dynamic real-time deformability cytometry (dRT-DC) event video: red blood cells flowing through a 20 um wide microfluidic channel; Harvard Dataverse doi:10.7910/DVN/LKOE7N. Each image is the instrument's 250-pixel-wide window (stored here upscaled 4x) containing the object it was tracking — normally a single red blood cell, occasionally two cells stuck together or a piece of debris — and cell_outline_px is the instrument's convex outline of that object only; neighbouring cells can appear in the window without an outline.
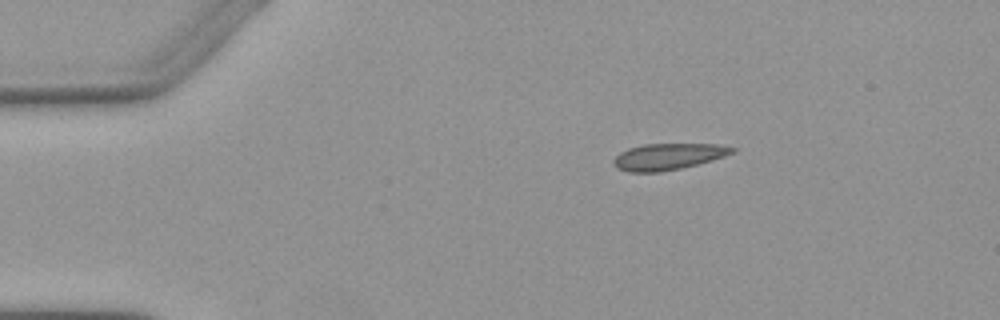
{"species": "Egyptian fruit bat (a non-hibernating species)", "species_latin": "Rousettus aegyptiacus", "temperature_condition": "warm", "stored_images_in_passage": 2, "camera_frame_rate_fps": 3000, "um_per_image_px": 0.085, "animal": {"sex": "female"}, "frame": {"image": 1, "passage_image": 1, "time_ms": 0.0, "image_size_px": [1000, 320], "cell_outline_px": [[736, 152], [712, 160], [680, 168], [660, 172], [628, 172], [616, 168], [612, 160], [620, 152], [628, 148], [644, 144], [720, 144], [736, 148]], "centroid_in_image_um": [56.78, 13.3], "position_along_channel_um": 28.2, "area_um2": 18.26}}